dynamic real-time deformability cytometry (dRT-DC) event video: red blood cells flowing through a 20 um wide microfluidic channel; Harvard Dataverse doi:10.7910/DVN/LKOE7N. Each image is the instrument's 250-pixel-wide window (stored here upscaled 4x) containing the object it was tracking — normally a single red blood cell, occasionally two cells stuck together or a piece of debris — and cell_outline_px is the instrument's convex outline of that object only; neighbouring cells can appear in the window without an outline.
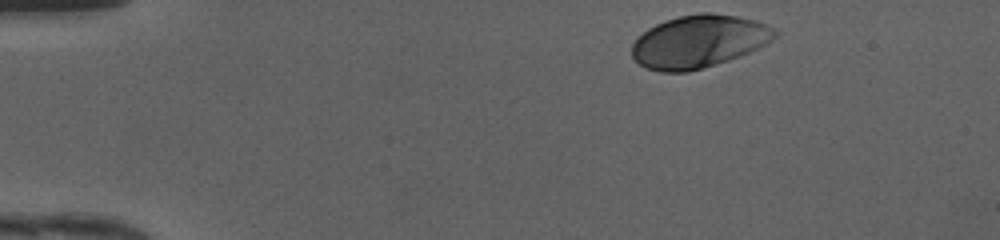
{"species": "human", "species_latin": "Homo sapiens", "temperature_condition": "cold", "stored_images_in_passage": 35, "camera_frame_rate_fps": 3000, "um_per_image_px": 0.085, "donor": {"sex": "female"}, "frame": {"image": 1, "passage_image": 1, "time_ms": 0.0, "image_size_px": [1000, 240], "cell_outline_px": [[780, 36], [768, 44], [740, 56], [716, 64], [688, 72], [660, 72], [644, 68], [632, 56], [632, 44], [648, 28], [664, 20], [680, 16], [700, 12], [712, 12], [736, 16], [756, 20], [776, 28], [780, 32]], "centroid_in_image_um": [59.46, 3.52], "position_along_channel_um": 25.5, "area_um2": 44.33}}
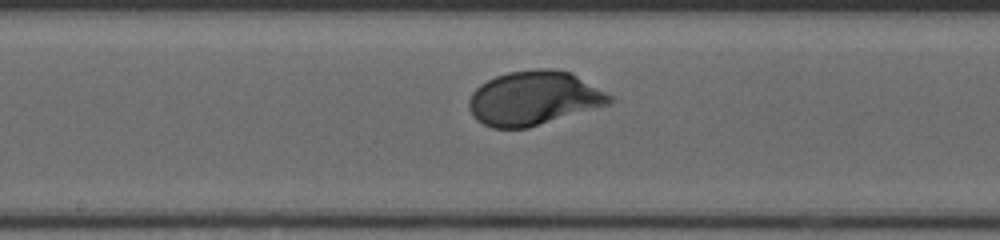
{"frame": {"image": 2, "passage_image": 20, "time_ms": 6.333, "image_size_px": [1000, 240], "cell_outline_px": [[616, 100], [612, 104], [528, 128], [492, 128], [476, 120], [472, 116], [468, 108], [468, 100], [472, 92], [480, 84], [496, 76], [508, 72], [540, 68], [548, 68], [572, 72], [612, 96]], "centroid_in_image_um": [45.39, 8.35], "position_along_channel_um": 202.8, "area_um2": 44.74}}
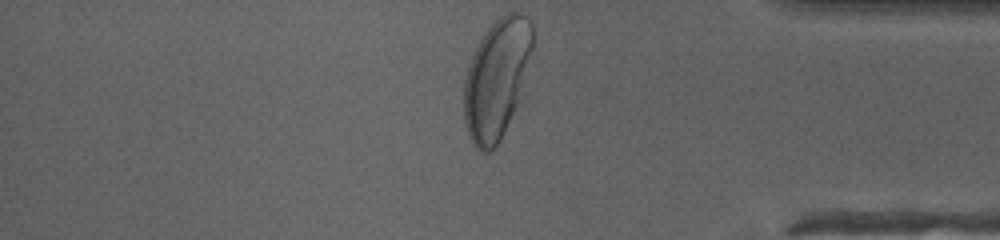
{"frame": {"image": 3, "passage_image": 35, "time_ms": 11.333, "image_size_px": [1000, 240], "cell_outline_px": [[532, 48], [520, 100], [496, 148], [492, 152], [480, 152], [476, 148], [468, 132], [464, 120], [464, 80], [472, 56], [484, 32], [504, 12], [520, 12], [528, 16], [532, 24]], "centroid_in_image_um": [42.22, 6.7], "position_along_channel_um": 393.0, "area_um2": 47.8}, "authors_computed_cell_mechanics": {"area_um2": 43.4078, "velocity_mm_per_s": 4.1603, "shape_relaxation_time_tau1_ms": 1.8673, "shape_relaxation_time_tau2_ms": null, "deformation_change_tau1": 0.1606, "deformation_change_tau2": null}}